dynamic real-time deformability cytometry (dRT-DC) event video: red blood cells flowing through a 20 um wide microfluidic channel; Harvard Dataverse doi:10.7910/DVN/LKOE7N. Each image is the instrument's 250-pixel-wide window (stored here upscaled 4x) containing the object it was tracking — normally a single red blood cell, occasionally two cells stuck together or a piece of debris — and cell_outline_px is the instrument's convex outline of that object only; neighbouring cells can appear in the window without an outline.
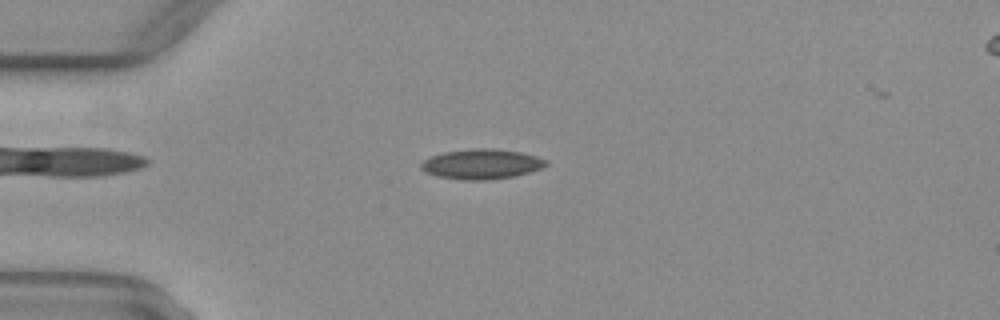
{"species": "common noctule bat (a hibernating species)", "species_latin": "Nyctalus noctula", "temperature_condition": "warm", "stored_images_in_passage": 46, "camera_frame_rate_fps": 3000, "um_per_image_px": 0.085, "animal": {"sex": "female", "body_mass_g": 29.2, "forearm_length_mm": 56.3}, "frame": {"image": 1, "passage_image": 9, "time_ms": 2.667, "image_size_px": [1000, 320], "cell_outline_px": [[548, 164], [540, 168], [516, 176], [488, 180], [464, 180], [436, 176], [424, 172], [420, 168], [420, 164], [424, 160], [432, 156], [444, 152], [476, 148], [496, 148], [520, 152], [536, 156], [548, 160]], "centroid_in_image_um": [40.92, 13.95], "position_along_channel_um": 44.1, "area_um2": 21.91}}
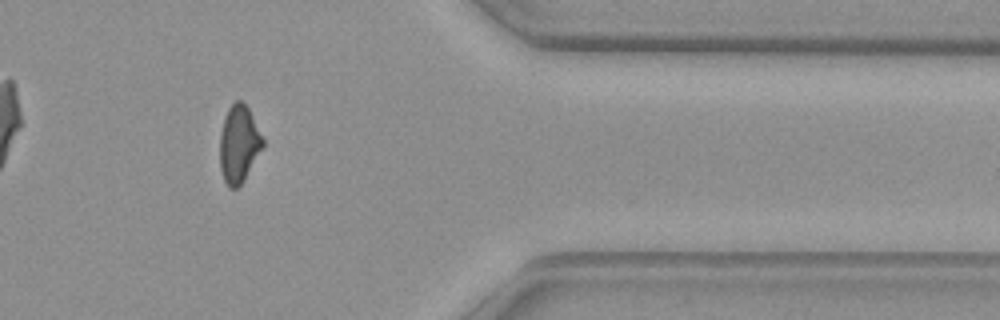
{"frame": {"image": 2, "passage_image": 38, "time_ms": 12.333, "image_size_px": [1000, 320], "cell_outline_px": [[264, 144], [244, 180], [236, 188], [228, 188], [224, 180], [220, 168], [220, 132], [224, 116], [228, 108], [236, 100], [240, 100], [248, 108], [264, 140]], "centroid_in_image_um": [20.28, 12.24], "position_along_channel_um": 391.1, "area_um2": 19.19}}
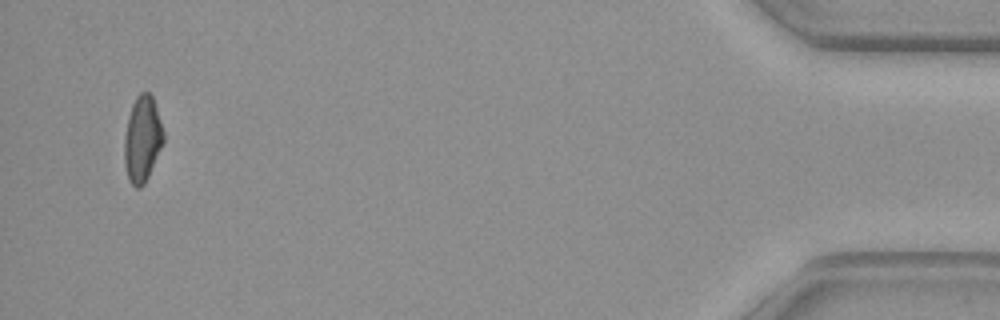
{"frame": {"image": 3, "passage_image": 45, "time_ms": 14.667, "image_size_px": [1000, 320], "cell_outline_px": [[164, 140], [148, 176], [144, 184], [140, 188], [136, 188], [128, 180], [124, 164], [124, 136], [128, 116], [132, 104], [136, 96], [140, 92], [148, 92], [152, 96], [164, 132]], "centroid_in_image_um": [12.07, 11.82], "position_along_channel_um": 423.1, "area_um2": 19.54}}